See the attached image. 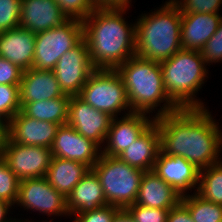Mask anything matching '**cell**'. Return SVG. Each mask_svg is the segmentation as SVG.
I'll return each mask as SVG.
<instances>
[{"label":"cell","mask_w":222,"mask_h":222,"mask_svg":"<svg viewBox=\"0 0 222 222\" xmlns=\"http://www.w3.org/2000/svg\"><path fill=\"white\" fill-rule=\"evenodd\" d=\"M1 144V158L20 180L46 177L53 157L51 148L18 144L8 136Z\"/></svg>","instance_id":"cell-10"},{"label":"cell","mask_w":222,"mask_h":222,"mask_svg":"<svg viewBox=\"0 0 222 222\" xmlns=\"http://www.w3.org/2000/svg\"><path fill=\"white\" fill-rule=\"evenodd\" d=\"M12 208H14L12 205L0 200V222H17V218L9 215Z\"/></svg>","instance_id":"cell-39"},{"label":"cell","mask_w":222,"mask_h":222,"mask_svg":"<svg viewBox=\"0 0 222 222\" xmlns=\"http://www.w3.org/2000/svg\"><path fill=\"white\" fill-rule=\"evenodd\" d=\"M20 110L19 85H0V117L8 123Z\"/></svg>","instance_id":"cell-28"},{"label":"cell","mask_w":222,"mask_h":222,"mask_svg":"<svg viewBox=\"0 0 222 222\" xmlns=\"http://www.w3.org/2000/svg\"><path fill=\"white\" fill-rule=\"evenodd\" d=\"M199 169L183 157L158 153L153 172L170 184L180 195L197 192ZM190 191V192H189Z\"/></svg>","instance_id":"cell-15"},{"label":"cell","mask_w":222,"mask_h":222,"mask_svg":"<svg viewBox=\"0 0 222 222\" xmlns=\"http://www.w3.org/2000/svg\"><path fill=\"white\" fill-rule=\"evenodd\" d=\"M116 71L124 82L132 112L156 119L179 109L165 92L159 62L134 55Z\"/></svg>","instance_id":"cell-3"},{"label":"cell","mask_w":222,"mask_h":222,"mask_svg":"<svg viewBox=\"0 0 222 222\" xmlns=\"http://www.w3.org/2000/svg\"><path fill=\"white\" fill-rule=\"evenodd\" d=\"M53 220H54V219L52 218V219H50V220H48V221H47V220H42V222H54ZM17 222H34V220H33V221H32V220L30 221L28 218L25 219V220H23V218H22V219H21V218H20V219L17 218Z\"/></svg>","instance_id":"cell-42"},{"label":"cell","mask_w":222,"mask_h":222,"mask_svg":"<svg viewBox=\"0 0 222 222\" xmlns=\"http://www.w3.org/2000/svg\"><path fill=\"white\" fill-rule=\"evenodd\" d=\"M21 0H0V33L19 27Z\"/></svg>","instance_id":"cell-30"},{"label":"cell","mask_w":222,"mask_h":222,"mask_svg":"<svg viewBox=\"0 0 222 222\" xmlns=\"http://www.w3.org/2000/svg\"><path fill=\"white\" fill-rule=\"evenodd\" d=\"M197 193L208 201L222 205V160L199 171Z\"/></svg>","instance_id":"cell-27"},{"label":"cell","mask_w":222,"mask_h":222,"mask_svg":"<svg viewBox=\"0 0 222 222\" xmlns=\"http://www.w3.org/2000/svg\"><path fill=\"white\" fill-rule=\"evenodd\" d=\"M20 106L27 102L50 100L64 95L53 70L30 68L23 71L19 84Z\"/></svg>","instance_id":"cell-20"},{"label":"cell","mask_w":222,"mask_h":222,"mask_svg":"<svg viewBox=\"0 0 222 222\" xmlns=\"http://www.w3.org/2000/svg\"><path fill=\"white\" fill-rule=\"evenodd\" d=\"M160 65L165 92L179 109L207 108L197 97L209 78L207 63L200 51L181 49Z\"/></svg>","instance_id":"cell-5"},{"label":"cell","mask_w":222,"mask_h":222,"mask_svg":"<svg viewBox=\"0 0 222 222\" xmlns=\"http://www.w3.org/2000/svg\"><path fill=\"white\" fill-rule=\"evenodd\" d=\"M23 71L18 65L0 57V85H19Z\"/></svg>","instance_id":"cell-36"},{"label":"cell","mask_w":222,"mask_h":222,"mask_svg":"<svg viewBox=\"0 0 222 222\" xmlns=\"http://www.w3.org/2000/svg\"><path fill=\"white\" fill-rule=\"evenodd\" d=\"M15 207L44 214L48 217H69L67 198L55 190L45 177L20 180L18 199ZM39 212V213H38ZM41 213V214H40Z\"/></svg>","instance_id":"cell-9"},{"label":"cell","mask_w":222,"mask_h":222,"mask_svg":"<svg viewBox=\"0 0 222 222\" xmlns=\"http://www.w3.org/2000/svg\"><path fill=\"white\" fill-rule=\"evenodd\" d=\"M7 136V123L0 117V142Z\"/></svg>","instance_id":"cell-41"},{"label":"cell","mask_w":222,"mask_h":222,"mask_svg":"<svg viewBox=\"0 0 222 222\" xmlns=\"http://www.w3.org/2000/svg\"><path fill=\"white\" fill-rule=\"evenodd\" d=\"M130 8H96L83 23L90 60L95 69L116 70L136 55L135 22L126 21Z\"/></svg>","instance_id":"cell-2"},{"label":"cell","mask_w":222,"mask_h":222,"mask_svg":"<svg viewBox=\"0 0 222 222\" xmlns=\"http://www.w3.org/2000/svg\"><path fill=\"white\" fill-rule=\"evenodd\" d=\"M59 124L39 121L19 111L7 123V136L18 144L51 148Z\"/></svg>","instance_id":"cell-16"},{"label":"cell","mask_w":222,"mask_h":222,"mask_svg":"<svg viewBox=\"0 0 222 222\" xmlns=\"http://www.w3.org/2000/svg\"><path fill=\"white\" fill-rule=\"evenodd\" d=\"M69 18L55 0H21L19 27L38 33L61 26Z\"/></svg>","instance_id":"cell-17"},{"label":"cell","mask_w":222,"mask_h":222,"mask_svg":"<svg viewBox=\"0 0 222 222\" xmlns=\"http://www.w3.org/2000/svg\"><path fill=\"white\" fill-rule=\"evenodd\" d=\"M181 202L188 208L194 222H222V205L204 199L197 192L183 195Z\"/></svg>","instance_id":"cell-26"},{"label":"cell","mask_w":222,"mask_h":222,"mask_svg":"<svg viewBox=\"0 0 222 222\" xmlns=\"http://www.w3.org/2000/svg\"><path fill=\"white\" fill-rule=\"evenodd\" d=\"M200 52L202 58L207 63V66H211V64L213 66V63L215 65L216 63H222V19L219 23L217 31L208 40V42L204 45Z\"/></svg>","instance_id":"cell-33"},{"label":"cell","mask_w":222,"mask_h":222,"mask_svg":"<svg viewBox=\"0 0 222 222\" xmlns=\"http://www.w3.org/2000/svg\"><path fill=\"white\" fill-rule=\"evenodd\" d=\"M35 35L30 30L17 27L0 33V57L22 70L33 67Z\"/></svg>","instance_id":"cell-19"},{"label":"cell","mask_w":222,"mask_h":222,"mask_svg":"<svg viewBox=\"0 0 222 222\" xmlns=\"http://www.w3.org/2000/svg\"><path fill=\"white\" fill-rule=\"evenodd\" d=\"M155 121L154 117L144 113L113 117L101 154L118 157L128 146L138 139Z\"/></svg>","instance_id":"cell-13"},{"label":"cell","mask_w":222,"mask_h":222,"mask_svg":"<svg viewBox=\"0 0 222 222\" xmlns=\"http://www.w3.org/2000/svg\"><path fill=\"white\" fill-rule=\"evenodd\" d=\"M78 96L111 117L132 113L124 82L116 70L96 69Z\"/></svg>","instance_id":"cell-7"},{"label":"cell","mask_w":222,"mask_h":222,"mask_svg":"<svg viewBox=\"0 0 222 222\" xmlns=\"http://www.w3.org/2000/svg\"><path fill=\"white\" fill-rule=\"evenodd\" d=\"M53 157L79 161L92 168L101 155V148L79 134L68 124L60 125L51 147Z\"/></svg>","instance_id":"cell-14"},{"label":"cell","mask_w":222,"mask_h":222,"mask_svg":"<svg viewBox=\"0 0 222 222\" xmlns=\"http://www.w3.org/2000/svg\"><path fill=\"white\" fill-rule=\"evenodd\" d=\"M1 149H2V144L0 142V159H1Z\"/></svg>","instance_id":"cell-43"},{"label":"cell","mask_w":222,"mask_h":222,"mask_svg":"<svg viewBox=\"0 0 222 222\" xmlns=\"http://www.w3.org/2000/svg\"><path fill=\"white\" fill-rule=\"evenodd\" d=\"M180 195L153 171L144 172L134 204L170 210L181 201Z\"/></svg>","instance_id":"cell-22"},{"label":"cell","mask_w":222,"mask_h":222,"mask_svg":"<svg viewBox=\"0 0 222 222\" xmlns=\"http://www.w3.org/2000/svg\"><path fill=\"white\" fill-rule=\"evenodd\" d=\"M179 8L181 13L221 14L222 0H170Z\"/></svg>","instance_id":"cell-32"},{"label":"cell","mask_w":222,"mask_h":222,"mask_svg":"<svg viewBox=\"0 0 222 222\" xmlns=\"http://www.w3.org/2000/svg\"><path fill=\"white\" fill-rule=\"evenodd\" d=\"M20 179L0 159V200L15 206L19 193Z\"/></svg>","instance_id":"cell-29"},{"label":"cell","mask_w":222,"mask_h":222,"mask_svg":"<svg viewBox=\"0 0 222 222\" xmlns=\"http://www.w3.org/2000/svg\"><path fill=\"white\" fill-rule=\"evenodd\" d=\"M120 210L117 206L107 204L92 211L73 215L72 222H112Z\"/></svg>","instance_id":"cell-35"},{"label":"cell","mask_w":222,"mask_h":222,"mask_svg":"<svg viewBox=\"0 0 222 222\" xmlns=\"http://www.w3.org/2000/svg\"><path fill=\"white\" fill-rule=\"evenodd\" d=\"M162 3L135 19L136 55L159 63L182 49L180 8L170 0Z\"/></svg>","instance_id":"cell-4"},{"label":"cell","mask_w":222,"mask_h":222,"mask_svg":"<svg viewBox=\"0 0 222 222\" xmlns=\"http://www.w3.org/2000/svg\"><path fill=\"white\" fill-rule=\"evenodd\" d=\"M222 14L181 13V46L200 51L217 31Z\"/></svg>","instance_id":"cell-18"},{"label":"cell","mask_w":222,"mask_h":222,"mask_svg":"<svg viewBox=\"0 0 222 222\" xmlns=\"http://www.w3.org/2000/svg\"><path fill=\"white\" fill-rule=\"evenodd\" d=\"M112 222H135V220L126 209H121L114 216Z\"/></svg>","instance_id":"cell-40"},{"label":"cell","mask_w":222,"mask_h":222,"mask_svg":"<svg viewBox=\"0 0 222 222\" xmlns=\"http://www.w3.org/2000/svg\"><path fill=\"white\" fill-rule=\"evenodd\" d=\"M207 108H182L155 119L160 152L202 170L221 161L222 126Z\"/></svg>","instance_id":"cell-1"},{"label":"cell","mask_w":222,"mask_h":222,"mask_svg":"<svg viewBox=\"0 0 222 222\" xmlns=\"http://www.w3.org/2000/svg\"><path fill=\"white\" fill-rule=\"evenodd\" d=\"M102 185L96 173L90 169L67 197L69 216L84 213L107 205Z\"/></svg>","instance_id":"cell-23"},{"label":"cell","mask_w":222,"mask_h":222,"mask_svg":"<svg viewBox=\"0 0 222 222\" xmlns=\"http://www.w3.org/2000/svg\"><path fill=\"white\" fill-rule=\"evenodd\" d=\"M112 118L106 112L90 106L78 95L70 97L66 124L100 148L104 145Z\"/></svg>","instance_id":"cell-12"},{"label":"cell","mask_w":222,"mask_h":222,"mask_svg":"<svg viewBox=\"0 0 222 222\" xmlns=\"http://www.w3.org/2000/svg\"><path fill=\"white\" fill-rule=\"evenodd\" d=\"M90 169L79 161L52 157L45 178L55 190L67 198Z\"/></svg>","instance_id":"cell-24"},{"label":"cell","mask_w":222,"mask_h":222,"mask_svg":"<svg viewBox=\"0 0 222 222\" xmlns=\"http://www.w3.org/2000/svg\"><path fill=\"white\" fill-rule=\"evenodd\" d=\"M83 40V23L68 19L61 26L35 35L34 69L53 70L62 55Z\"/></svg>","instance_id":"cell-8"},{"label":"cell","mask_w":222,"mask_h":222,"mask_svg":"<svg viewBox=\"0 0 222 222\" xmlns=\"http://www.w3.org/2000/svg\"><path fill=\"white\" fill-rule=\"evenodd\" d=\"M96 8H130L132 0H93Z\"/></svg>","instance_id":"cell-38"},{"label":"cell","mask_w":222,"mask_h":222,"mask_svg":"<svg viewBox=\"0 0 222 222\" xmlns=\"http://www.w3.org/2000/svg\"><path fill=\"white\" fill-rule=\"evenodd\" d=\"M126 210L135 222H167L169 210L149 208L137 204L129 205Z\"/></svg>","instance_id":"cell-34"},{"label":"cell","mask_w":222,"mask_h":222,"mask_svg":"<svg viewBox=\"0 0 222 222\" xmlns=\"http://www.w3.org/2000/svg\"><path fill=\"white\" fill-rule=\"evenodd\" d=\"M167 222H194L188 208L180 201L169 210Z\"/></svg>","instance_id":"cell-37"},{"label":"cell","mask_w":222,"mask_h":222,"mask_svg":"<svg viewBox=\"0 0 222 222\" xmlns=\"http://www.w3.org/2000/svg\"><path fill=\"white\" fill-rule=\"evenodd\" d=\"M70 95L64 94L50 100L27 102L21 107V112L39 121L53 122L65 125L68 117Z\"/></svg>","instance_id":"cell-25"},{"label":"cell","mask_w":222,"mask_h":222,"mask_svg":"<svg viewBox=\"0 0 222 222\" xmlns=\"http://www.w3.org/2000/svg\"><path fill=\"white\" fill-rule=\"evenodd\" d=\"M61 11L69 19H78L83 21L95 9L93 0H55Z\"/></svg>","instance_id":"cell-31"},{"label":"cell","mask_w":222,"mask_h":222,"mask_svg":"<svg viewBox=\"0 0 222 222\" xmlns=\"http://www.w3.org/2000/svg\"><path fill=\"white\" fill-rule=\"evenodd\" d=\"M99 178L109 205L126 209L135 203L144 171L130 166L118 157L101 154L91 168Z\"/></svg>","instance_id":"cell-6"},{"label":"cell","mask_w":222,"mask_h":222,"mask_svg":"<svg viewBox=\"0 0 222 222\" xmlns=\"http://www.w3.org/2000/svg\"><path fill=\"white\" fill-rule=\"evenodd\" d=\"M159 152L160 135L158 125L154 121L118 158L132 167L147 172L153 171Z\"/></svg>","instance_id":"cell-21"},{"label":"cell","mask_w":222,"mask_h":222,"mask_svg":"<svg viewBox=\"0 0 222 222\" xmlns=\"http://www.w3.org/2000/svg\"><path fill=\"white\" fill-rule=\"evenodd\" d=\"M95 70L84 39L73 49L65 52L53 69L60 89L70 96L80 94L82 87Z\"/></svg>","instance_id":"cell-11"}]
</instances>
